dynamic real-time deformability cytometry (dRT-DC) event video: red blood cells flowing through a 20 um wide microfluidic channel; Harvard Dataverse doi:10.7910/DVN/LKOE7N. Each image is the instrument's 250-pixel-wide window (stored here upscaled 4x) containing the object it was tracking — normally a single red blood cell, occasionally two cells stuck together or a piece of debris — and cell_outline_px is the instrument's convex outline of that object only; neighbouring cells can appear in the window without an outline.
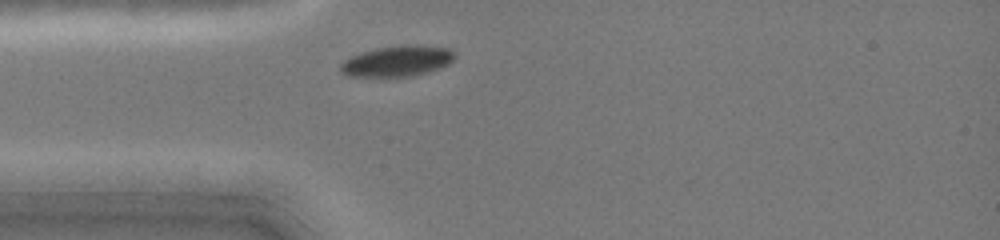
{"species": "common noctule bat (a hibernating species)", "species_latin": "Nyctalus noctula", "temperature_condition": "cold", "stored_images_in_passage": 29, "camera_frame_rate_fps": 3000, "um_per_image_px": 0.085, "animal": {"sex": "female", "body_mass_g": 19.0, "forearm_length_mm": 51.5}, "frame": {"image": 1, "passage_image": 1, "time_ms": 0.0, "image_size_px": [1000, 240], "cell_outline_px": [[456, 52], [452, 60], [448, 64], [440, 68], [428, 72], [412, 76], [348, 76], [340, 72], [340, 64], [344, 60], [360, 52], [376, 48], [420, 44], [448, 48]], "centroid_in_image_um": [33.77, 5.19], "position_along_channel_um": 51.2, "area_um2": 20.4}}
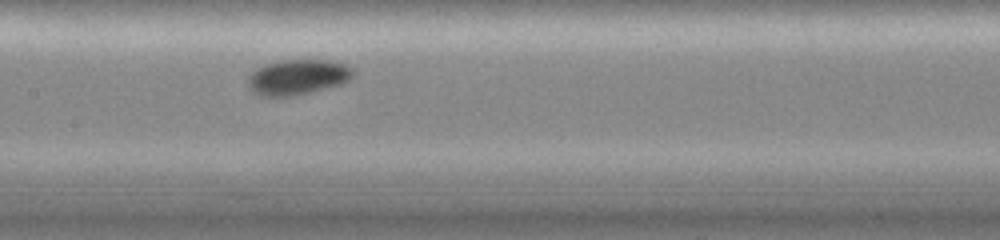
{"frame": {"image": 2, "passage_image": 11, "time_ms": 3.333, "image_size_px": [1000, 240], "cell_outline_px": [[356, 72], [348, 80], [340, 84], [292, 96], [260, 96], [252, 92], [248, 84], [248, 76], [256, 68], [264, 64], [280, 60], [332, 60], [344, 64], [352, 68]], "centroid_in_image_um": [25.27, 6.54], "position_along_channel_um": 182.1, "area_um2": 21.62}}
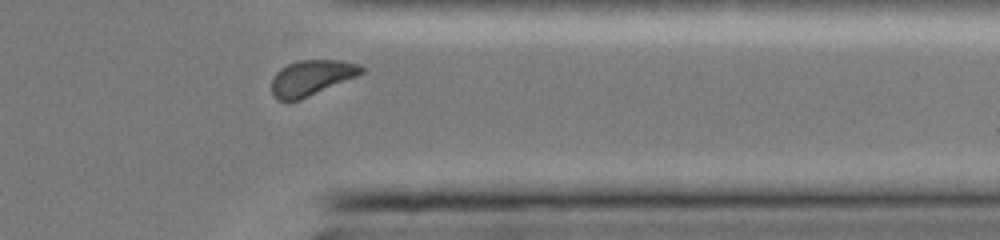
{"frame": {"image": 3, "passage_image": 26, "time_ms": 8.333, "image_size_px": [1000, 240], "cell_outline_px": [[364, 72], [360, 76], [300, 100], [276, 100], [272, 92], [272, 80], [276, 72], [280, 68], [288, 64], [300, 60], [340, 60], [360, 64], [364, 68]], "centroid_in_image_um": [26.52, 6.61], "position_along_channel_um": 384.9, "area_um2": 18.79}, "authors_computed_cell_mechanics": {"area_um2": 20.5768, "velocity_mm_per_s": 4.0376, "shape_relaxation_time_tau1_ms": 1.5864, "shape_relaxation_time_tau2_ms": null, "deformation_change_tau1": 0.0526, "deformation_change_tau2": null}}